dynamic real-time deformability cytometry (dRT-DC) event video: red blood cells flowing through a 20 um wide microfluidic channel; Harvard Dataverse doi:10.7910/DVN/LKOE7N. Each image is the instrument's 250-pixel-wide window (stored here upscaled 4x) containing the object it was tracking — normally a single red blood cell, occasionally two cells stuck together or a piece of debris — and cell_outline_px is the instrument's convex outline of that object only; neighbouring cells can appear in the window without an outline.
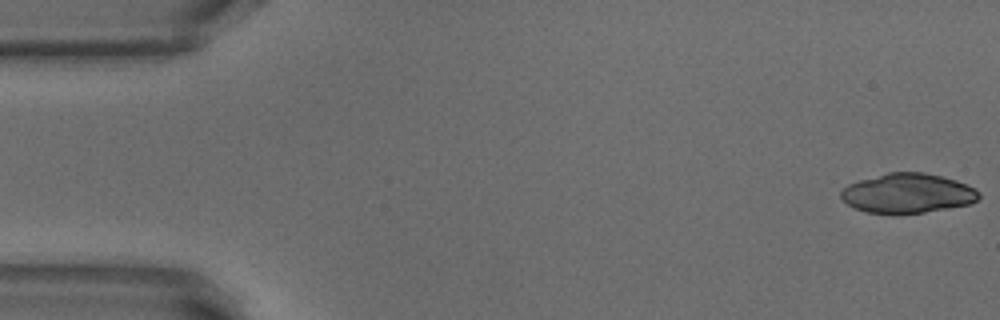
{"species": "common noctule bat (a hibernating species)", "species_latin": "Nyctalus noctula", "temperature_condition": "warm", "stored_images_in_passage": 18, "camera_frame_rate_fps": 3000, "um_per_image_px": 0.085, "animal": {"sex": "male", "body_mass_g": 18.8}, "frame": {"image": 1, "passage_image": 1, "time_ms": 0.0, "image_size_px": [1000, 320], "cell_outline_px": [[980, 196], [976, 200], [968, 204], [948, 208], [900, 216], [892, 216], [868, 212], [856, 208], [848, 204], [840, 196], [840, 192], [848, 184], [860, 180], [888, 172], [924, 172], [956, 180], [968, 184], [976, 188], [980, 192]], "centroid_in_image_um": [77.15, 16.45], "position_along_channel_um": 7.8, "area_um2": 32.25}}